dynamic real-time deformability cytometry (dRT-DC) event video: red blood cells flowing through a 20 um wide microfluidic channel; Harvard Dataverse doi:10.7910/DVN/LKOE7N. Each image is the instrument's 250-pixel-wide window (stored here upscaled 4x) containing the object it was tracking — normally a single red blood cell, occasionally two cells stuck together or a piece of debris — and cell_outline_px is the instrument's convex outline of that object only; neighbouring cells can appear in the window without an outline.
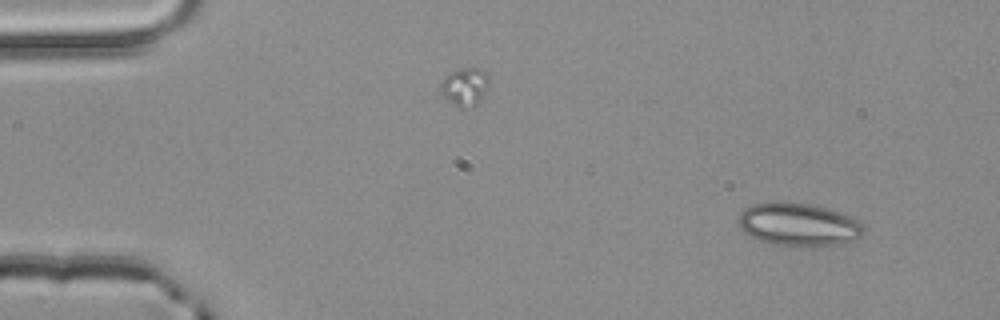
{"species": "common noctule bat (a hibernating species)", "species_latin": "Nyctalus noctula", "temperature_condition": "room temperature", "stored_images_in_passage": 3, "camera_frame_rate_fps": 3000, "um_per_image_px": 0.085, "animal": {"sex": "male", "body_mass_g": 20.4}, "frame": {"image": 1, "passage_image": 1, "time_ms": 0.0, "image_size_px": [1000, 320], "cell_outline_px": [[864, 232], [856, 240], [840, 244], [804, 248], [772, 244], [748, 236], [740, 228], [736, 220], [740, 212], [744, 208], [752, 204], [808, 204], [824, 208], [848, 216], [864, 224]], "centroid_in_image_um": [67.86, 19.15], "position_along_channel_um": 17.1, "area_um2": 31.21}}